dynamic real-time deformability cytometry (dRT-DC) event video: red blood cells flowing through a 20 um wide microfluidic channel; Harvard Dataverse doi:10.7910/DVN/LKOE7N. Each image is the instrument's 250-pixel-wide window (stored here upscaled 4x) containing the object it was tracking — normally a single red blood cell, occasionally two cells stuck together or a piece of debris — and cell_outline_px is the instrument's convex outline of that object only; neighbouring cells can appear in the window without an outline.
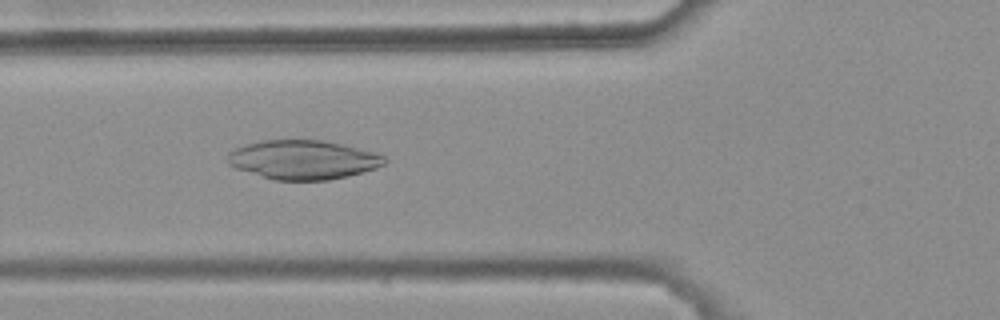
{"species": "common noctule bat (a hibernating species)", "species_latin": "Nyctalus noctula", "temperature_condition": "warm", "stored_images_in_passage": 25, "camera_frame_rate_fps": 3000, "um_per_image_px": 0.085, "animal": {"sex": "female", "body_mass_g": 25.1}, "frame": {"image": 1, "passage_image": 3, "time_ms": 0.667, "image_size_px": [1000, 320], "cell_outline_px": [[388, 160], [384, 164], [376, 168], [348, 176], [328, 180], [276, 180], [236, 168], [228, 164], [228, 152], [244, 144], [260, 140], [324, 140], [372, 152], [384, 156]], "centroid_in_image_um": [25.75, 13.57], "position_along_channel_um": 100.1, "area_um2": 35.49}}
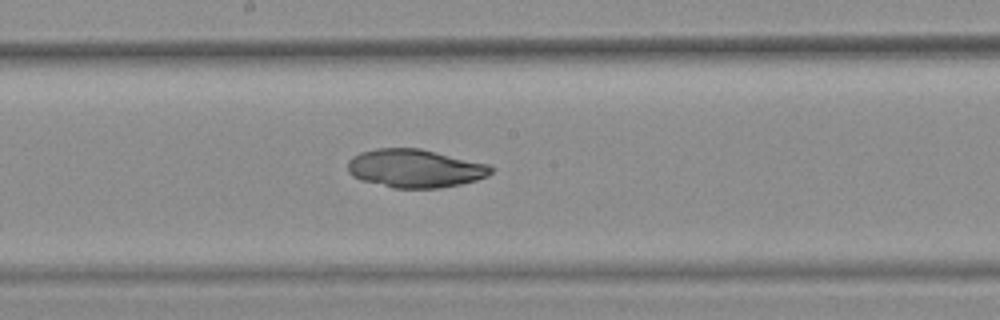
{"frame": {"image": 2, "passage_image": 12, "time_ms": 3.667, "image_size_px": [1000, 320], "cell_outline_px": [[496, 168], [488, 176], [476, 180], [460, 184], [440, 188], [392, 188], [360, 180], [352, 176], [348, 172], [348, 160], [352, 156], [360, 152], [376, 148], [420, 148], [488, 164]], "centroid_in_image_um": [35.26, 14.31], "position_along_channel_um": 212.9, "area_um2": 32.25}}
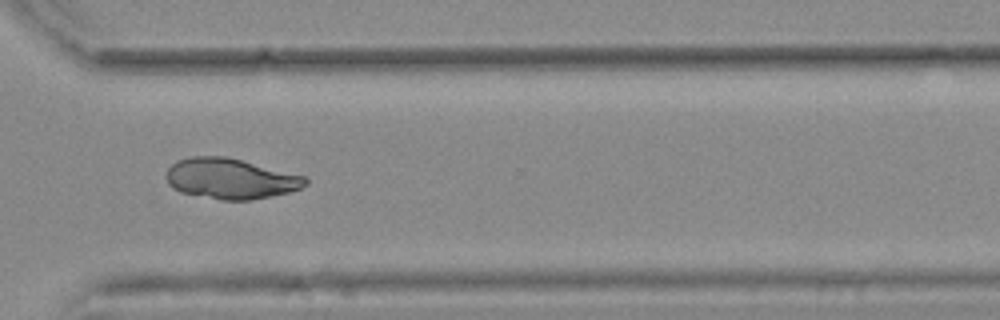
{"frame": {"image": 3, "passage_image": 23, "time_ms": 7.333, "image_size_px": [1000, 320], "cell_outline_px": [[308, 184], [300, 188], [288, 192], [272, 196], [252, 200], [220, 200], [180, 192], [172, 188], [168, 184], [168, 168], [176, 160], [192, 156], [228, 156], [304, 176], [308, 180]], "centroid_in_image_um": [19.59, 15.18], "position_along_channel_um": 351.0, "area_um2": 32.89}}